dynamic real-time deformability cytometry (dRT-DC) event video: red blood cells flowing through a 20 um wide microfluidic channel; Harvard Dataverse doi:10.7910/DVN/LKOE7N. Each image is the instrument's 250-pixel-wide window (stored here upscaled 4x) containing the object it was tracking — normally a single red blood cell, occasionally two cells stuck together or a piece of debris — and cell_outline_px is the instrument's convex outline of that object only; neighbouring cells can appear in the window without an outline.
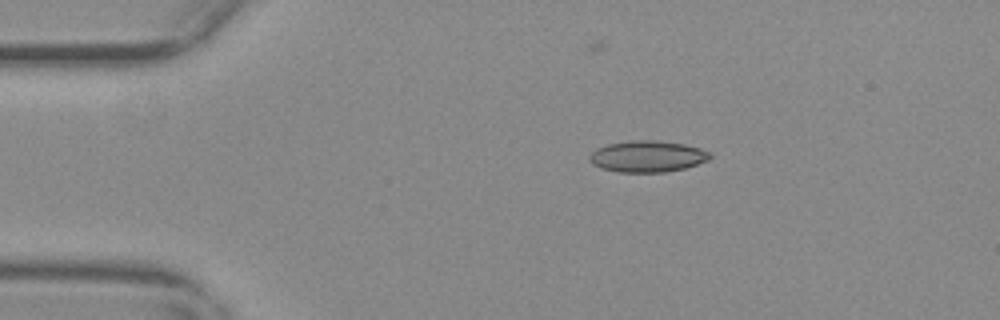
{"species": "common noctule bat (a hibernating species)", "species_latin": "Nyctalus noctula", "temperature_condition": "warm", "stored_images_in_passage": 37, "camera_frame_rate_fps": 3000, "um_per_image_px": 0.085, "animal": {"sex": "female", "body_mass_g": 29.2, "forearm_length_mm": 56.3}, "frame": {"image": 1, "passage_image": 2, "time_ms": 0.333, "image_size_px": [1000, 320], "cell_outline_px": [[712, 156], [708, 160], [684, 168], [664, 172], [620, 172], [600, 168], [592, 164], [588, 160], [588, 156], [596, 148], [608, 144], [632, 140], [656, 140], [684, 144], [700, 148], [712, 152]], "centroid_in_image_um": [55.02, 13.29], "position_along_channel_um": 30.0, "area_um2": 22.14}}
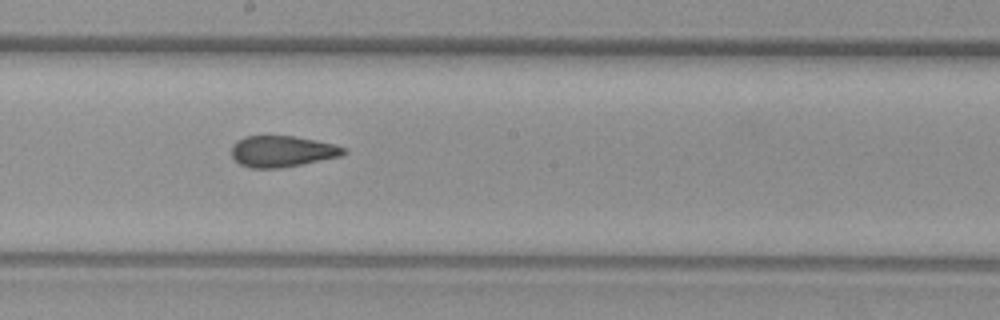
{"frame": {"image": 2, "passage_image": 22, "time_ms": 7.0, "image_size_px": [1000, 320], "cell_outline_px": [[348, 152], [340, 156], [280, 168], [248, 168], [240, 164], [232, 156], [232, 144], [236, 140], [244, 136], [292, 136], [316, 140], [336, 144], [348, 148]], "centroid_in_image_um": [23.99, 12.85], "position_along_channel_um": 224.2, "area_um2": 20.46}}
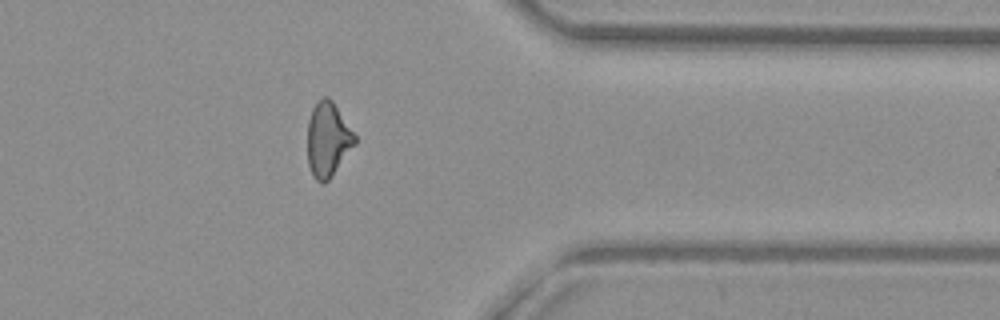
{"frame": {"image": 3, "passage_image": 36, "time_ms": 11.667, "image_size_px": [1000, 320], "cell_outline_px": [[356, 144], [328, 180], [324, 184], [320, 184], [312, 176], [308, 164], [308, 120], [312, 108], [324, 96], [328, 96], [332, 100], [356, 136]], "centroid_in_image_um": [27.86, 11.88], "position_along_channel_um": 383.5, "area_um2": 20.46}}